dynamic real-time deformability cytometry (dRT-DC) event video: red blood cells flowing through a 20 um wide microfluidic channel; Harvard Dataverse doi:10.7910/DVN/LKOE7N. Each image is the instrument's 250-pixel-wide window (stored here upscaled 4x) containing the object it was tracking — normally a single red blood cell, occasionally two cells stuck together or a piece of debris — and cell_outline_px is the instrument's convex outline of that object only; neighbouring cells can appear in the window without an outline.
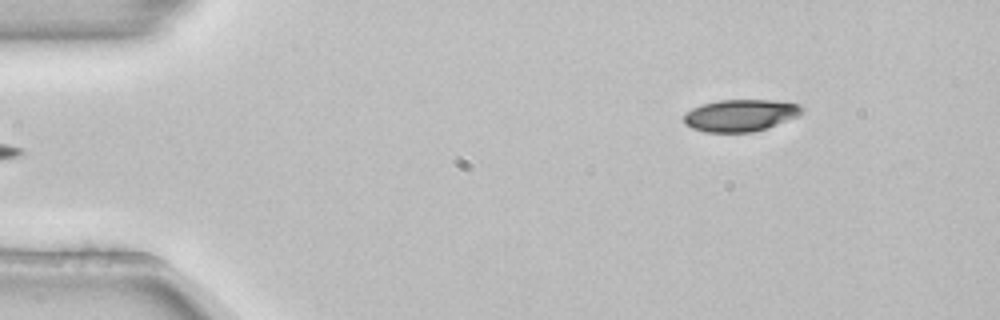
{"species": "common noctule bat (a hibernating species)", "species_latin": "Nyctalus noctula", "temperature_condition": "room temperature", "stored_images_in_passage": 4, "segment_of_instrument_passage": [2, 2], "camera_frame_rate_fps": 3000, "um_per_image_px": 0.085, "animal": {"sex": "female", "body_mass_g": 22.7, "forearm_length_mm": 54.2}, "frame": {"image": 1, "passage_image": 4, "time_ms": 1.0, "image_size_px": [1000, 320], "cell_outline_px": [[804, 108], [800, 116], [768, 128], [752, 132], [704, 132], [692, 128], [684, 124], [684, 112], [700, 104], [720, 100], [772, 100], [796, 104]], "centroid_in_image_um": [62.92, 9.81], "position_along_channel_um": 22.1, "area_um2": 22.2}}